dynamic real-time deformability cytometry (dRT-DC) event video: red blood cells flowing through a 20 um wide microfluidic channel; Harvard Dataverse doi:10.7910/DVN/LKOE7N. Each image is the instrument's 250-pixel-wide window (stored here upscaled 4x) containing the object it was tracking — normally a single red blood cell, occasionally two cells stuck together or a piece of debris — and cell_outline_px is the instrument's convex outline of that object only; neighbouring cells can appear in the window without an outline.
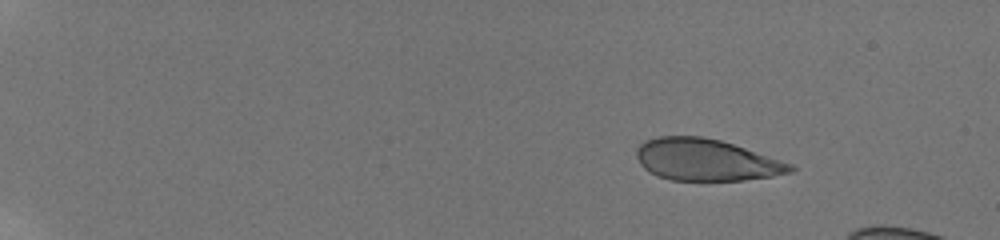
{"species": "human", "species_latin": "Homo sapiens", "temperature_condition": "room temperature", "stored_images_in_passage": 15, "camera_frame_rate_fps": 3000, "um_per_image_px": 0.085, "donor": {"sex": "male"}, "frame": {"image": 1, "passage_image": 1, "time_ms": 0.0, "image_size_px": [1000, 240], "cell_outline_px": [[796, 168], [792, 172], [772, 176], [744, 180], [672, 180], [648, 172], [640, 164], [636, 156], [636, 148], [644, 140], [660, 136], [704, 136], [720, 140], [792, 164]], "centroid_in_image_um": [59.98, 13.58], "position_along_channel_um": 25.0, "area_um2": 37.22}}